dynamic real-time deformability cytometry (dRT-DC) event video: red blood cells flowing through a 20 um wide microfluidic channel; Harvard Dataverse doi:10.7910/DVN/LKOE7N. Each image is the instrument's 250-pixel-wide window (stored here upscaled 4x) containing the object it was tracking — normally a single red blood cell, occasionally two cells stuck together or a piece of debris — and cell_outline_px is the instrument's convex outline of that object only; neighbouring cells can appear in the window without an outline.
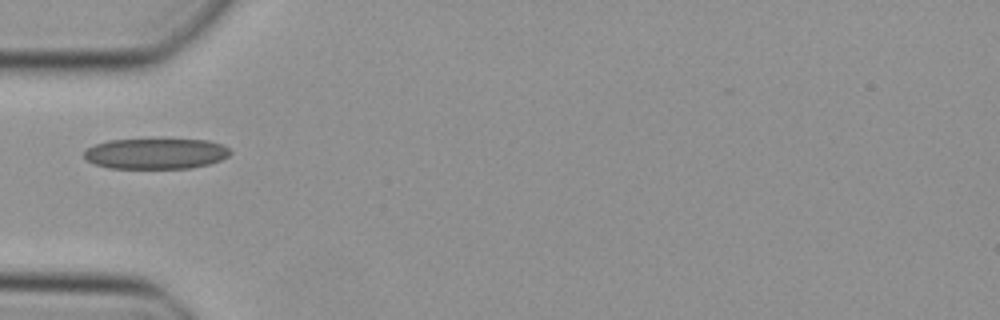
{"species": "Egyptian fruit bat (a non-hibernating species)", "species_latin": "Rousettus aegyptiacus", "temperature_condition": "cold", "stored_images_in_passage": 27, "camera_frame_rate_fps": 3000, "um_per_image_px": 0.085, "animal": {"sex": "female"}, "frame": {"image": 1, "passage_image": 1, "time_ms": 0.0, "image_size_px": [1000, 320], "cell_outline_px": [[232, 152], [228, 156], [220, 160], [208, 164], [192, 168], [108, 168], [92, 164], [84, 160], [84, 152], [88, 148], [96, 144], [108, 140], [208, 140], [224, 144]], "centroid_in_image_um": [13.23, 13.07], "position_along_channel_um": 71.8, "area_um2": 26.13}}
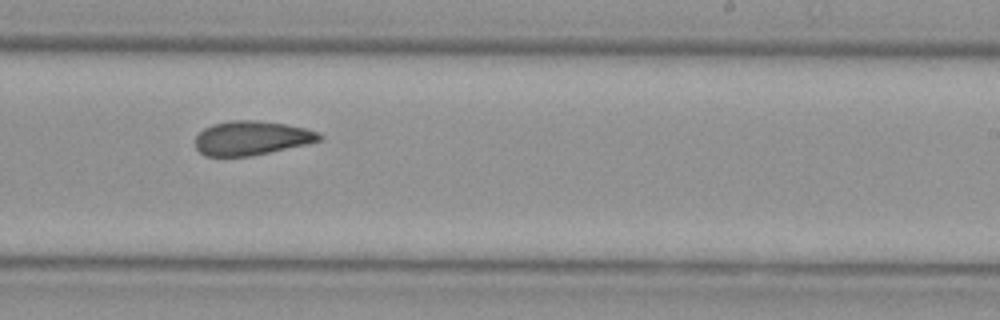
{"frame": {"image": 2, "passage_image": 15, "time_ms": 4.667, "image_size_px": [1000, 320], "cell_outline_px": [[324, 136], [320, 140], [308, 144], [252, 156], [204, 156], [196, 148], [196, 136], [204, 128], [212, 124], [232, 120], [256, 120], [284, 124], [304, 128], [320, 132]], "centroid_in_image_um": [21.39, 11.74], "position_along_channel_um": 267.6, "area_um2": 24.74}}
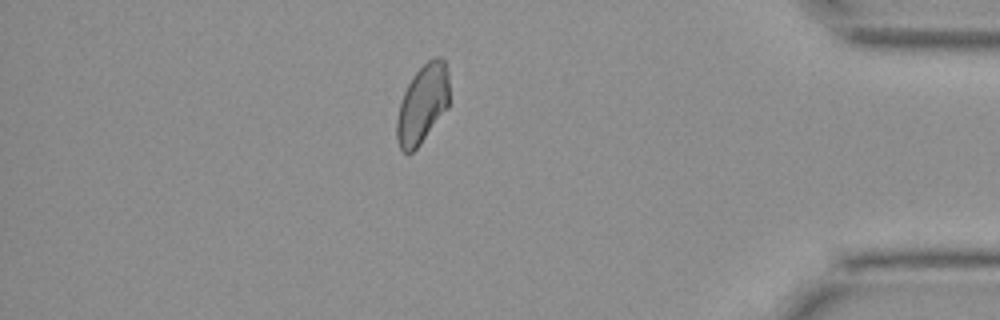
{"frame": {"image": 3, "passage_image": 27, "time_ms": 8.667, "image_size_px": [1000, 320], "cell_outline_px": [[448, 108], [420, 144], [408, 156], [400, 148], [396, 140], [396, 120], [400, 104], [404, 92], [412, 76], [428, 60], [436, 56], [440, 56], [444, 60], [448, 72]], "centroid_in_image_um": [35.9, 8.86], "position_along_channel_um": 399.3, "area_um2": 24.1}}